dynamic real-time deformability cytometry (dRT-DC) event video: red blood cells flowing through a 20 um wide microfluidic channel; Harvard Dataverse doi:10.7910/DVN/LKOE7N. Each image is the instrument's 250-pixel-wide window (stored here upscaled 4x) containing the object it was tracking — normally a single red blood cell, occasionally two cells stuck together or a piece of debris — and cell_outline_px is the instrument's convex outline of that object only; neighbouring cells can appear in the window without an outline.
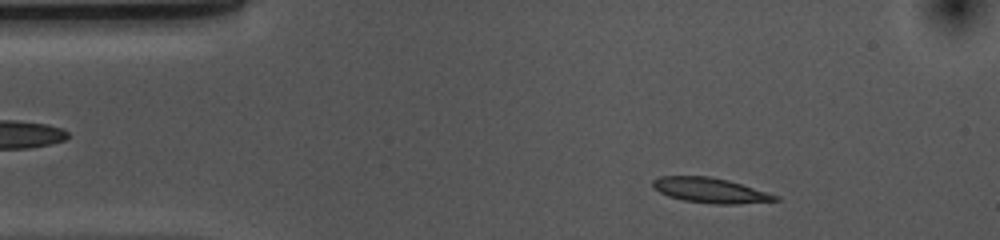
{"species": "common noctule bat (a hibernating species)", "species_latin": "Nyctalus noctula", "temperature_condition": "cold", "stored_images_in_passage": 48, "camera_frame_rate_fps": 3000, "um_per_image_px": 0.085, "animal": {"sex": "female", "body_mass_g": 10.0, "forearm_length_mm": 53.1}, "frame": {"image": 1, "passage_image": 5, "time_ms": 1.333, "image_size_px": [1000, 240], "cell_outline_px": [[780, 200], [736, 204], [712, 204], [684, 200], [668, 196], [652, 188], [652, 180], [660, 176], [708, 176], [728, 180], [780, 196]], "centroid_in_image_um": [60.35, 16.18], "position_along_channel_um": 24.6, "area_um2": 17.86}}
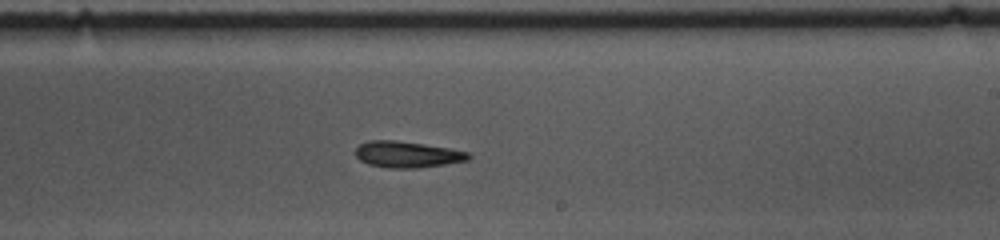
{"frame": {"image": 2, "passage_image": 28, "time_ms": 9.0, "image_size_px": [1000, 240], "cell_outline_px": [[472, 156], [468, 160], [444, 164], [416, 168], [388, 168], [368, 164], [360, 160], [356, 156], [356, 148], [360, 144], [368, 140], [396, 140], [424, 144], [448, 148], [468, 152]], "centroid_in_image_um": [34.59, 13.12], "position_along_channel_um": 254.4, "area_um2": 17.22}}
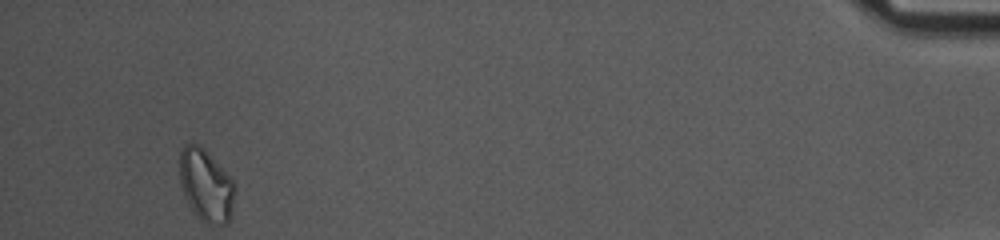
{"frame": {"image": 3, "passage_image": 48, "time_ms": 15.667, "image_size_px": [1000, 240], "cell_outline_px": [[236, 184], [232, 216], [228, 224], [204, 224], [196, 216], [188, 204], [184, 196], [180, 184], [180, 152], [184, 144], [192, 140], [204, 148]], "centroid_in_image_um": [17.51, 15.77], "position_along_channel_um": 417.7, "area_um2": 23.76}, "authors_computed_cell_mechanics": {"area_um2": 17.4556, "velocity_mm_per_s": 3.6459, "shape_relaxation_time_tau1_ms": 7.0671, "shape_relaxation_time_tau2_ms": null, "deformation_change_tau1": 0.1367, "deformation_change_tau2": null}}